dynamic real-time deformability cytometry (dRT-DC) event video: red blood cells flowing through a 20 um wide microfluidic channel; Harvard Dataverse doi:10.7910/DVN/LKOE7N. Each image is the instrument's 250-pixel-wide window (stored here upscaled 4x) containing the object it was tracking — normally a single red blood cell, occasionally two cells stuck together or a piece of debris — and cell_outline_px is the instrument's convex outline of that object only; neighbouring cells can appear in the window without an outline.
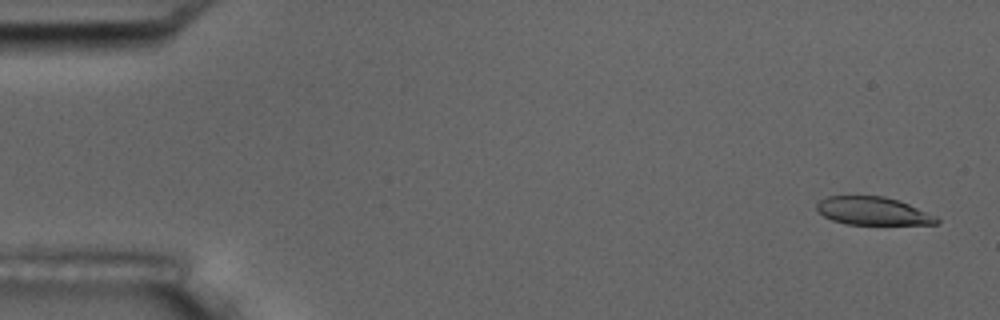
{"species": "common noctule bat (a hibernating species)", "species_latin": "Nyctalus noctula", "temperature_condition": "room temperature", "stored_images_in_passage": 5, "camera_frame_rate_fps": 3000, "um_per_image_px": 0.085, "animal": {"sex": "male", "body_mass_g": 17.5, "forearm_length_mm": 52.3}, "frame": {"image": 1, "passage_image": 1, "time_ms": 0.0, "image_size_px": [1000, 320], "cell_outline_px": [[940, 220], [936, 224], [844, 224], [832, 220], [824, 216], [816, 208], [816, 200], [828, 196], [884, 196], [900, 200], [936, 216]], "centroid_in_image_um": [74.17, 17.92], "position_along_channel_um": 10.8, "area_um2": 19.65}}
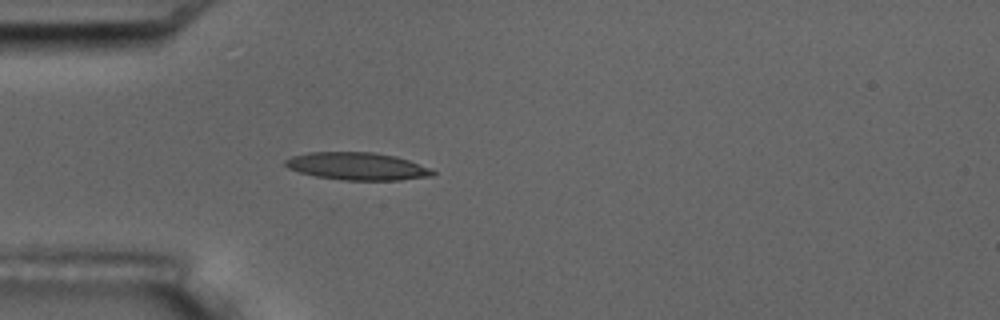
{"frame": {"image": 2, "passage_image": 5, "time_ms": 4.667, "image_size_px": [1000, 320], "cell_outline_px": [[436, 176], [400, 180], [344, 180], [316, 176], [300, 172], [288, 168], [284, 164], [284, 160], [292, 156], [308, 152], [372, 152], [396, 156], [432, 168], [436, 172]], "centroid_in_image_um": [30.41, 14.13], "position_along_channel_um": 54.6, "area_um2": 23.81}}